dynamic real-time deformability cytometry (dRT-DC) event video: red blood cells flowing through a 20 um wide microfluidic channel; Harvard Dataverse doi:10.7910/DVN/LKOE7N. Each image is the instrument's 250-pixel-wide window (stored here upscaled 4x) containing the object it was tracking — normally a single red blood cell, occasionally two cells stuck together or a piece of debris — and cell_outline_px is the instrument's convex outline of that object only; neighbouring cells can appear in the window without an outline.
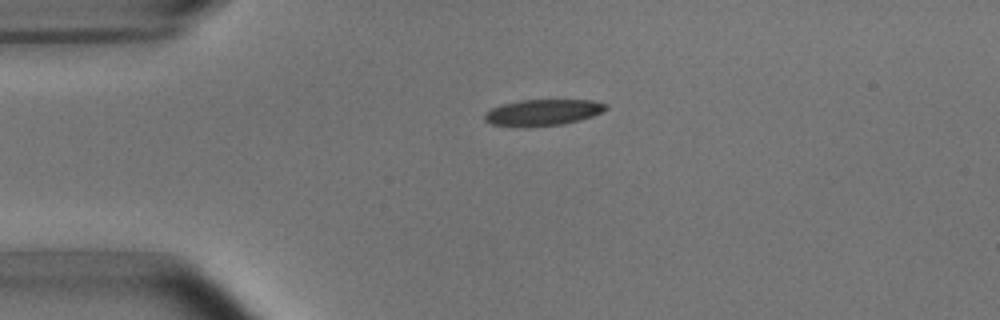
{"species": "common noctule bat (a hibernating species)", "species_latin": "Nyctalus noctula", "temperature_condition": "room temperature", "stored_images_in_passage": 3, "camera_frame_rate_fps": 3000, "um_per_image_px": 0.085, "animal": {"sex": "male", "body_mass_g": 15.6}, "frame": {"image": 1, "passage_image": 1, "time_ms": 0.0, "image_size_px": [1000, 320], "cell_outline_px": [[608, 108], [592, 116], [580, 120], [560, 124], [528, 128], [524, 128], [492, 124], [484, 120], [484, 112], [492, 108], [504, 104], [520, 100], [592, 100], [608, 104]], "centroid_in_image_um": [46.12, 9.57], "position_along_channel_um": 38.9, "area_um2": 18.67}}